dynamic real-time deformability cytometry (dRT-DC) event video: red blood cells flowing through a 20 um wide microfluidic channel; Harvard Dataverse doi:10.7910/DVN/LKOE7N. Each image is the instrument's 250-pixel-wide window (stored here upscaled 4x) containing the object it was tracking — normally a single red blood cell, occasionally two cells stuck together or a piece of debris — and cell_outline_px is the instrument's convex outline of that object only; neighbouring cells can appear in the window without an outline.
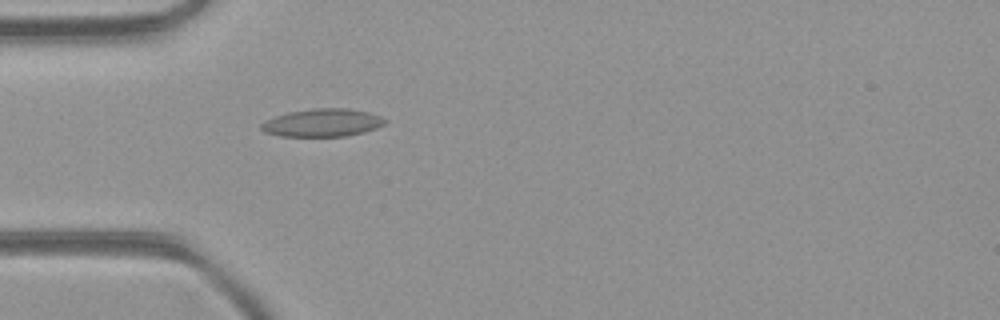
{"species": "common noctule bat (a hibernating species)", "species_latin": "Nyctalus noctula", "temperature_condition": "room temperature", "stored_images_in_passage": 35, "camera_frame_rate_fps": 3000, "um_per_image_px": 0.085, "animal": {"sex": "female", "body_mass_g": 21.9}, "frame": {"image": 1, "passage_image": 8, "time_ms": 2.333, "image_size_px": [1000, 320], "cell_outline_px": [[388, 120], [384, 124], [376, 128], [364, 132], [348, 136], [280, 136], [264, 132], [260, 128], [260, 124], [264, 120], [288, 112], [312, 108], [348, 108], [368, 112], [380, 116]], "centroid_in_image_um": [27.4, 10.43], "position_along_channel_um": 57.6, "area_um2": 20.23}}
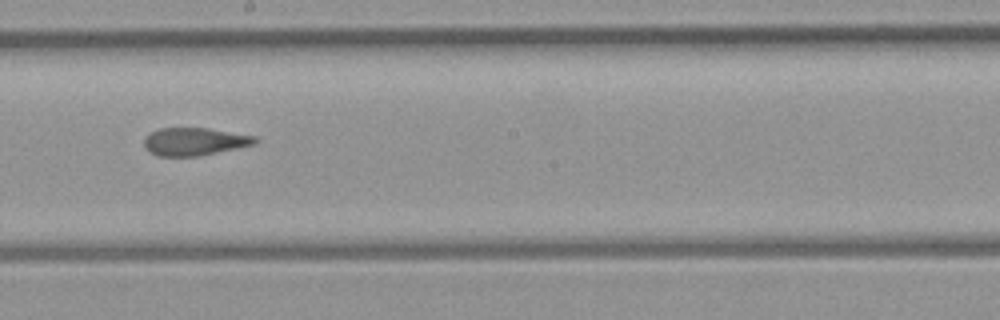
{"frame": {"image": 2, "passage_image": 20, "time_ms": 6.333, "image_size_px": [1000, 320], "cell_outline_px": [[260, 140], [256, 144], [200, 156], [156, 156], [144, 148], [144, 136], [160, 128], [208, 128], [256, 136]], "centroid_in_image_um": [16.54, 12.03], "position_along_channel_um": 231.7, "area_um2": 18.15}}
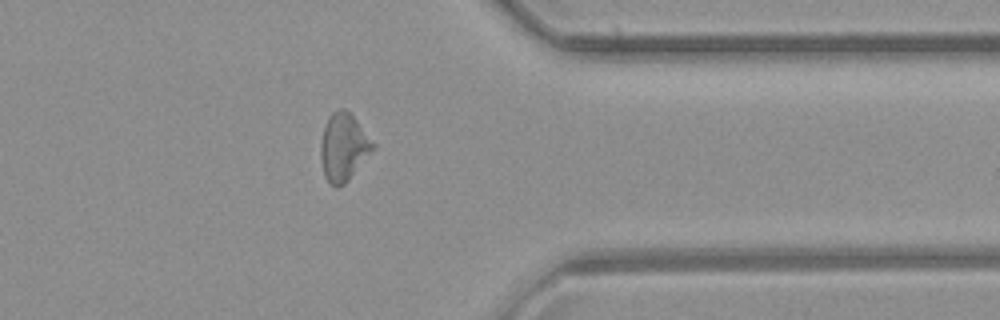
{"frame": {"image": 3, "passage_image": 31, "time_ms": 10.0, "image_size_px": [1000, 320], "cell_outline_px": [[376, 148], [348, 180], [344, 184], [336, 188], [324, 176], [320, 156], [320, 144], [324, 124], [332, 112], [340, 108], [344, 108], [356, 120], [376, 144]], "centroid_in_image_um": [29.2, 12.5], "position_along_channel_um": 382.2, "area_um2": 20.63}, "authors_computed_cell_mechanics": {"area_um2": 19.074, "velocity_mm_per_s": 4.4384, "shape_relaxation_time_tau1_ms": null, "shape_relaxation_time_tau2_ms": 1.8071, "deformation_change_tau1": null, "deformation_change_tau2": 0.0883}}